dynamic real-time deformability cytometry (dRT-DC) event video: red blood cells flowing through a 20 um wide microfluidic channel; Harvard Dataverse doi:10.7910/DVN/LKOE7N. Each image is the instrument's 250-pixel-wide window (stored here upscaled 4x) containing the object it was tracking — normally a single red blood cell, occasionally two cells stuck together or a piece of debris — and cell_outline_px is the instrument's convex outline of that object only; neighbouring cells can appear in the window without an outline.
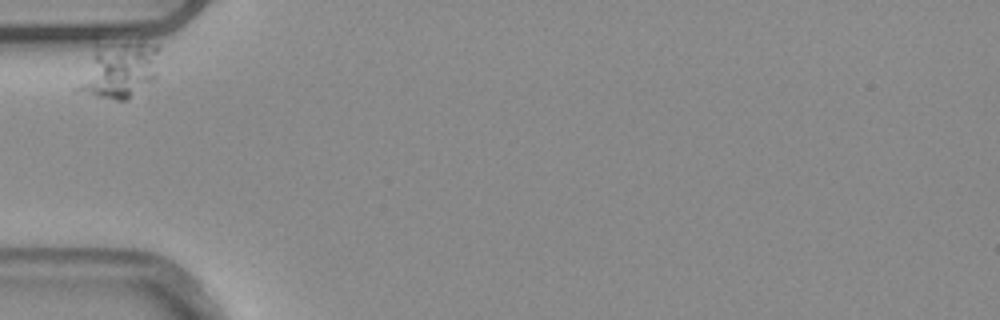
{"species": "common noctule bat (a hibernating species)", "species_latin": "Nyctalus noctula", "temperature_condition": "warm", "stored_images_in_passage": 3, "camera_frame_rate_fps": 3000, "um_per_image_px": 0.085, "animal": {"sex": "male", "body_mass_g": 20.4}, "frame": {"image": 1, "passage_image": 1, "time_ms": 0.0, "image_size_px": [1000, 320], "cell_outline_px": [[160, 48], [156, 76], [152, 80], [124, 100], [116, 100], [76, 92], [72, 88], [96, 44], [140, 40], [156, 44]], "centroid_in_image_um": [10.06, 5.9], "position_along_channel_um": 74.9, "area_um2": 27.4}}